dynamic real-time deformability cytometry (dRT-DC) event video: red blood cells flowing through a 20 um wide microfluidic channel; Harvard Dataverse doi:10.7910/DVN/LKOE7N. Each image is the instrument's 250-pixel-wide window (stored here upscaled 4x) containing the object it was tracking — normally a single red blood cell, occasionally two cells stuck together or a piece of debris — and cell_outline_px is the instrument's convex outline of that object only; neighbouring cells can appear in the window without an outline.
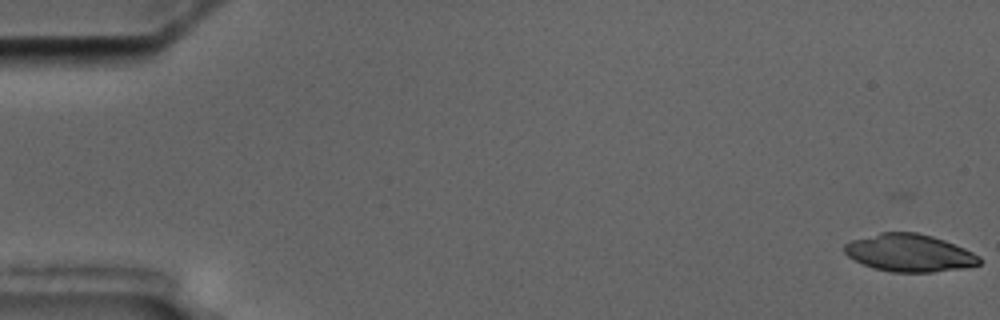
{"species": "common noctule bat (a hibernating species)", "species_latin": "Nyctalus noctula", "temperature_condition": "cold", "stored_images_in_passage": 7, "segment_of_instrument_passage": [1, 2], "camera_frame_rate_fps": 3000, "um_per_image_px": 0.085, "animal": {"sex": "male", "body_mass_g": 17.5, "forearm_length_mm": 52.3}, "frame": {"image": 1, "passage_image": 2, "time_ms": 1.0, "image_size_px": [1000, 320], "cell_outline_px": [[980, 264], [968, 268], [932, 272], [892, 272], [872, 268], [848, 256], [844, 252], [844, 244], [852, 240], [880, 232], [916, 232], [932, 236], [944, 240], [964, 248], [980, 256]], "centroid_in_image_um": [77.32, 21.5], "position_along_channel_um": 7.7, "area_um2": 29.54}}